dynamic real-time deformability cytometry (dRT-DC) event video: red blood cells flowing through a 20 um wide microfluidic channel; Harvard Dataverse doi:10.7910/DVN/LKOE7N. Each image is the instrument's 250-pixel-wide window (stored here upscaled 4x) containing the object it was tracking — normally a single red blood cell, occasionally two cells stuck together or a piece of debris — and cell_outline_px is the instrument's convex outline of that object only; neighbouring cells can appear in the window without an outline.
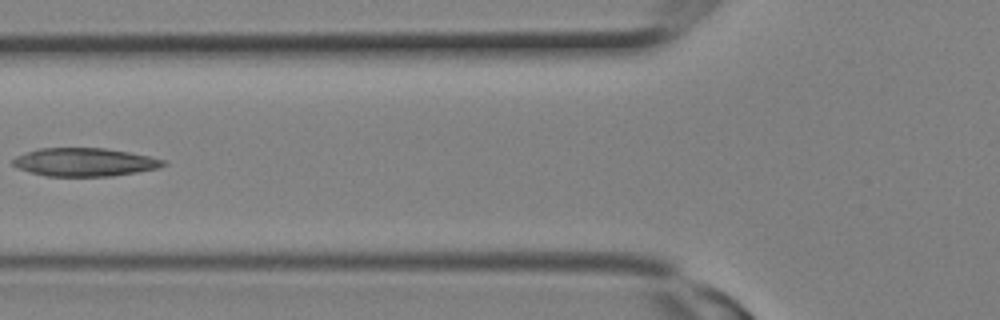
{"species": "Egyptian fruit bat (a non-hibernating species)", "species_latin": "Rousettus aegyptiacus", "temperature_condition": "room temperature", "stored_images_in_passage": 17, "camera_frame_rate_fps": 3000, "um_per_image_px": 0.085, "animal": {"sex": "female"}, "frame": {"image": 1, "passage_image": 10, "time_ms": 3.0, "image_size_px": [1000, 320], "cell_outline_px": [[168, 164], [160, 168], [112, 176], [44, 176], [16, 168], [12, 164], [12, 160], [16, 156], [40, 148], [104, 148], [128, 152], [168, 160]], "centroid_in_image_um": [7.21, 13.79], "position_along_channel_um": 118.6, "area_um2": 24.85}}
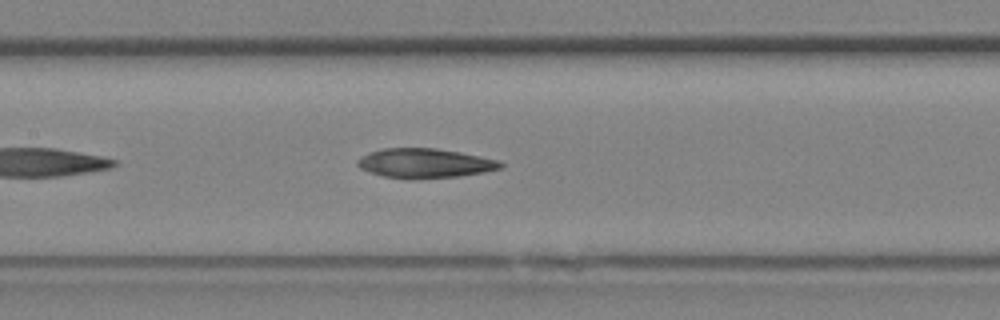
{"frame": {"image": 2, "passage_image": 12, "time_ms": 3.667, "image_size_px": [1000, 320], "cell_outline_px": [[504, 168], [484, 172], [460, 176], [416, 180], [412, 180], [384, 176], [360, 168], [356, 164], [356, 160], [360, 156], [368, 152], [380, 148], [436, 148], [460, 152], [500, 160], [504, 164]], "centroid_in_image_um": [36.12, 13.88], "position_along_channel_um": 171.3, "area_um2": 25.03}}